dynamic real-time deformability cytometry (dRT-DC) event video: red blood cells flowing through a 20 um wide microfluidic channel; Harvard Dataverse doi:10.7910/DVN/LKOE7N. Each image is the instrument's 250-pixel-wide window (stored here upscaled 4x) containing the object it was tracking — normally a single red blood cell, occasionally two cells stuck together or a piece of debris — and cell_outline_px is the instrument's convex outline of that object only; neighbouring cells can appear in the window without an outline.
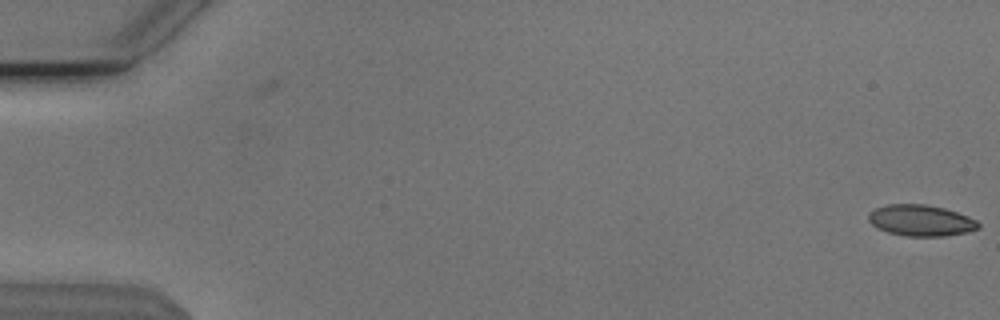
{"species": "Egyptian fruit bat (a non-hibernating species)", "species_latin": "Rousettus aegyptiacus", "temperature_condition": "cold", "stored_images_in_passage": 4, "camera_frame_rate_fps": 3000, "um_per_image_px": 0.085, "animal": {"sex": "male"}, "frame": {"image": 1, "passage_image": 4, "time_ms": 1.0, "image_size_px": [1000, 320], "cell_outline_px": [[980, 228], [964, 232], [944, 236], [908, 236], [888, 232], [876, 228], [868, 220], [868, 216], [876, 208], [888, 204], [924, 204], [944, 208], [968, 216], [976, 220], [980, 224]], "centroid_in_image_um": [78.27, 18.74], "position_along_channel_um": 6.7, "area_um2": 19.77}}